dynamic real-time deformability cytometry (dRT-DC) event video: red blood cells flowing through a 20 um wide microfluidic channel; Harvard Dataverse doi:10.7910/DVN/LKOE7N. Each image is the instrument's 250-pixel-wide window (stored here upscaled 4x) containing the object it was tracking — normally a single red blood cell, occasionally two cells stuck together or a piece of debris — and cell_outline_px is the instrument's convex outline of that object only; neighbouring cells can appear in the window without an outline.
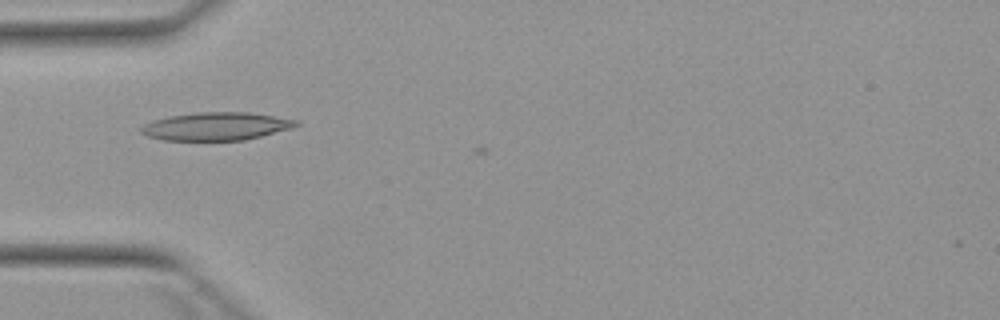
{"species": "Egyptian fruit bat (a non-hibernating species)", "species_latin": "Rousettus aegyptiacus", "temperature_condition": "warm", "stored_images_in_passage": 6, "camera_frame_rate_fps": 3000, "um_per_image_px": 0.085, "animal": {"sex": "female"}, "frame": {"image": 1, "passage_image": 4, "time_ms": 3.667, "image_size_px": [1000, 320], "cell_outline_px": [[300, 124], [292, 128], [244, 140], [164, 140], [148, 136], [140, 132], [140, 128], [144, 124], [152, 120], [168, 116], [196, 112], [248, 112], [300, 120]], "centroid_in_image_um": [18.37, 10.73], "position_along_channel_um": 66.6, "area_um2": 25.32}}
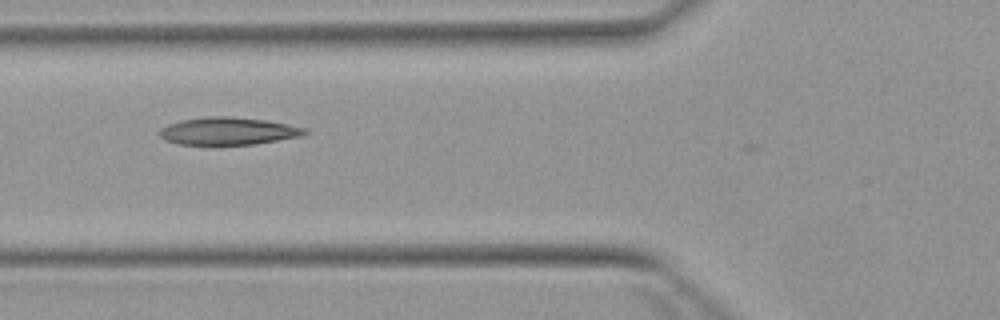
{"frame": {"image": 2, "passage_image": 5, "time_ms": 4.667, "image_size_px": [1000, 320], "cell_outline_px": [[308, 132], [304, 136], [252, 144], [180, 144], [164, 140], [156, 132], [160, 128], [168, 124], [180, 120], [208, 116], [232, 116], [264, 120], [288, 124], [304, 128]], "centroid_in_image_um": [19.36, 11.13], "position_along_channel_um": 106.4, "area_um2": 23.29}}
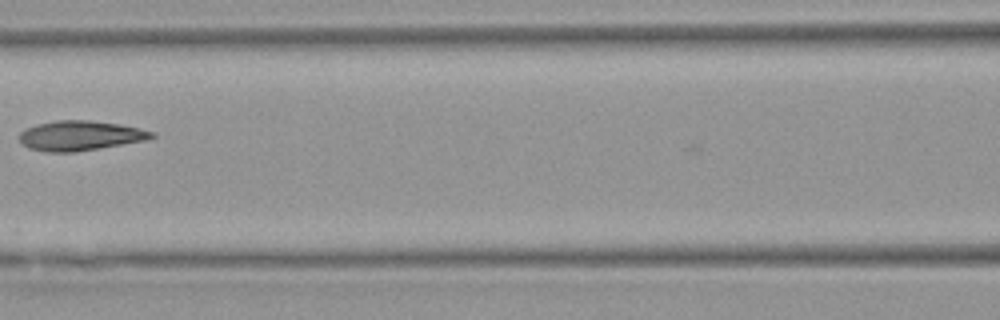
{"frame": {"image": 3, "passage_image": 6, "time_ms": 6.0, "image_size_px": [1000, 320], "cell_outline_px": [[156, 136], [148, 140], [76, 152], [48, 152], [28, 148], [16, 136], [24, 128], [36, 124], [56, 120], [88, 120], [120, 124], [140, 128], [156, 132]], "centroid_in_image_um": [6.82, 11.52], "position_along_channel_um": 159.8, "area_um2": 23.29}}